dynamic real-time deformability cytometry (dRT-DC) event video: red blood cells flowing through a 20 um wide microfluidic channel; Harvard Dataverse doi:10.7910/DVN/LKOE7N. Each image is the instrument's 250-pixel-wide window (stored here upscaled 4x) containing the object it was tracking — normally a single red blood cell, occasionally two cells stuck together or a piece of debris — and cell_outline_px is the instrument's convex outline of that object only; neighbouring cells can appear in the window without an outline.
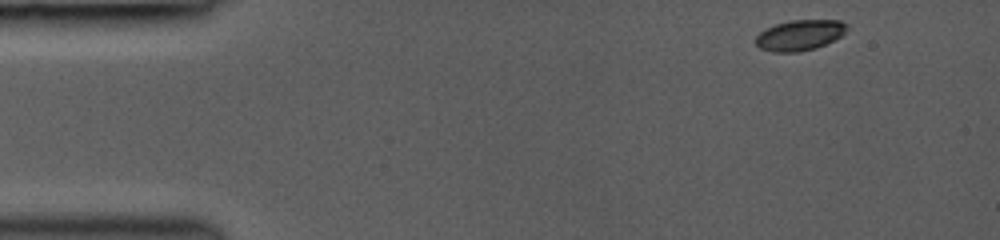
{"species": "common noctule bat (a hibernating species)", "species_latin": "Nyctalus noctula", "temperature_condition": "room temperature", "stored_images_in_passage": 42, "camera_frame_rate_fps": 3000, "um_per_image_px": 0.085, "animal": {"sex": "female", "body_mass_g": 19.0, "forearm_length_mm": 53.3}, "frame": {"image": 1, "passage_image": 1, "time_ms": 0.0, "image_size_px": [1000, 240], "cell_outline_px": [[848, 28], [840, 36], [816, 48], [800, 52], [772, 52], [760, 48], [756, 44], [756, 36], [764, 28], [788, 20], [840, 20], [848, 24]], "centroid_in_image_um": [67.96, 2.98], "position_along_channel_um": 17.0, "area_um2": 16.3}}
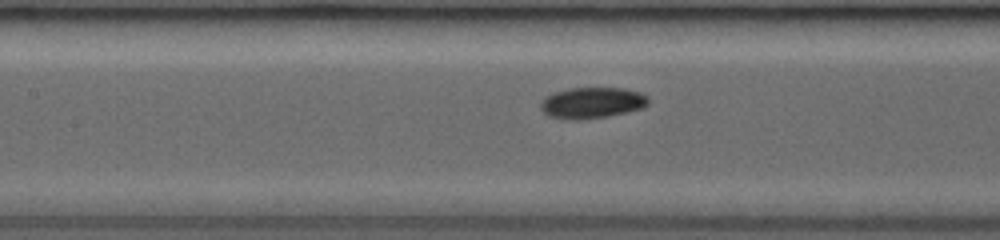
{"frame": {"image": 2, "passage_image": 18, "time_ms": 5.667, "image_size_px": [1000, 240], "cell_outline_px": [[648, 104], [644, 108], [608, 116], [580, 120], [572, 120], [548, 116], [540, 108], [540, 104], [544, 96], [552, 92], [568, 88], [624, 88], [640, 92], [648, 96]], "centroid_in_image_um": [50.3, 8.73], "position_along_channel_um": 157.1, "area_um2": 19.77}}
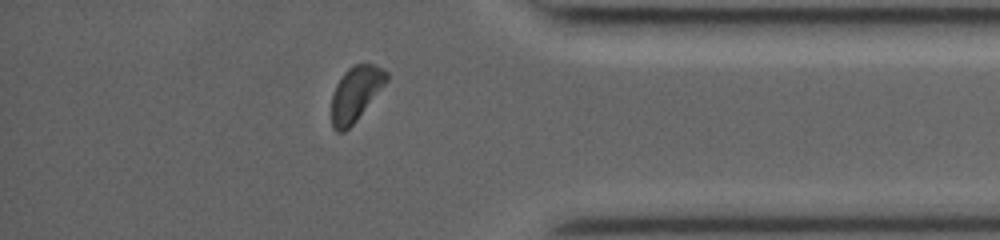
{"frame": {"image": 3, "passage_image": 36, "time_ms": 11.667, "image_size_px": [1000, 240], "cell_outline_px": [[388, 80], [356, 120], [344, 132], [336, 132], [332, 128], [332, 96], [336, 84], [344, 72], [352, 64], [372, 64], [384, 68], [388, 72]], "centroid_in_image_um": [30.23, 7.94], "position_along_channel_um": 405.0, "area_um2": 17.4}, "authors_computed_cell_mechanics": {"area_um2": 18.4093, "velocity_mm_per_s": 4.266, "shape_relaxation_time_tau1_ms": 3.5453, "shape_relaxation_time_tau2_ms": 6.8966, "deformation_change_tau1": 0.0973, "deformation_change_tau2": 0.0883}}